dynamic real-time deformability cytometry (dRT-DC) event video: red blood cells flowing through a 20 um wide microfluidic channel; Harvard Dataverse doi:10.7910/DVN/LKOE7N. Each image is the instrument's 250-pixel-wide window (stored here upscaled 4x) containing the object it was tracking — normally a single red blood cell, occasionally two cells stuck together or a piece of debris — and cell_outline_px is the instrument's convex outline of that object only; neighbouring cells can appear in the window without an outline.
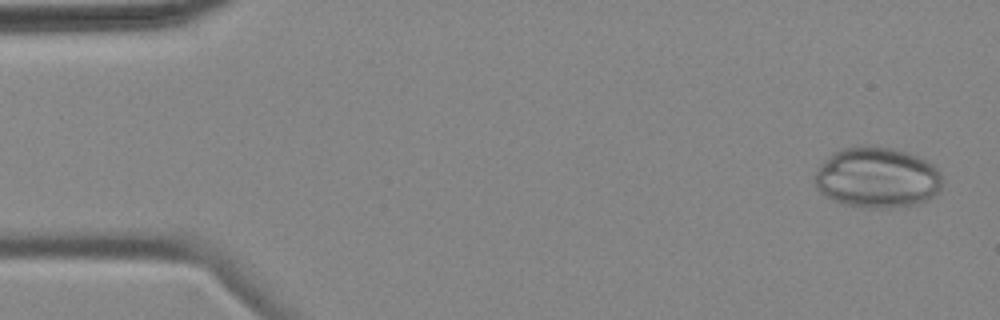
{"species": "common noctule bat (a hibernating species)", "species_latin": "Nyctalus noctula", "temperature_condition": "cold", "stored_images_in_passage": 2, "camera_frame_rate_fps": 3000, "um_per_image_px": 0.085, "animal": {"sex": "female", "body_mass_g": 18.4}, "frame": {"image": 1, "passage_image": 2, "time_ms": 1.333, "image_size_px": [1000, 320], "cell_outline_px": [[940, 188], [932, 196], [920, 204], [892, 208], [864, 208], [840, 204], [824, 196], [816, 188], [812, 180], [820, 164], [832, 152], [856, 144], [864, 144], [892, 148], [916, 156], [932, 164], [940, 172]], "centroid_in_image_um": [74.48, 15.1], "position_along_channel_um": 10.5, "area_um2": 45.72}}